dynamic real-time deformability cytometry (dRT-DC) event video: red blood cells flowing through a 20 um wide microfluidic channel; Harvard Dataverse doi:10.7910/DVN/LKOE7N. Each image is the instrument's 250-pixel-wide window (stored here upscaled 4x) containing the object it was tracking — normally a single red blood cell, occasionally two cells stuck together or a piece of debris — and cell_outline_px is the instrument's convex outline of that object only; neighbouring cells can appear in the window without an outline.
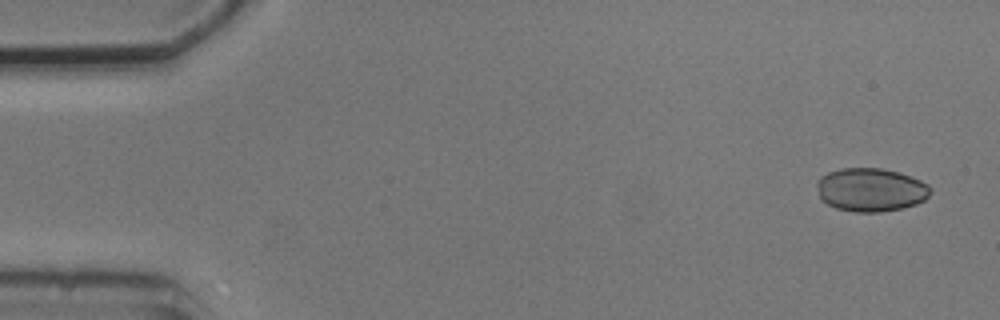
{"species": "common noctule bat (a hibernating species)", "species_latin": "Nyctalus noctula", "temperature_condition": "cold", "stored_images_in_passage": 2, "camera_frame_rate_fps": 3000, "um_per_image_px": 0.085, "animal": {"sex": "male", "body_mass_g": 20.5, "forearm_length_mm": 52.5}, "frame": {"image": 1, "passage_image": 1, "time_ms": 0.0, "image_size_px": [1000, 320], "cell_outline_px": [[932, 192], [924, 200], [916, 204], [900, 208], [880, 212], [856, 212], [836, 208], [820, 200], [816, 184], [816, 180], [820, 176], [828, 172], [840, 168], [880, 168], [900, 172], [920, 180], [928, 184], [932, 188]], "centroid_in_image_um": [74.0, 16.12], "position_along_channel_um": 11.0, "area_um2": 29.02}}